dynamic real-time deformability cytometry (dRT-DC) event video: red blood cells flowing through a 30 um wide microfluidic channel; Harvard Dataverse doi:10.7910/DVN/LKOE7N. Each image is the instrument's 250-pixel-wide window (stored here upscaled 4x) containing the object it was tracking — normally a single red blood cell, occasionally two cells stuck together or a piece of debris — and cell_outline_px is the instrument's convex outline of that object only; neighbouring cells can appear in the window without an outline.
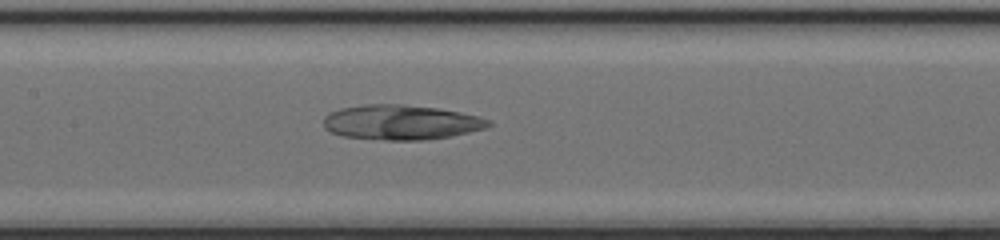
{"species": "common noctule bat (a hibernating species)", "species_latin": "Nyctalus noctula", "temperature_condition": "cold", "stored_images_in_passage": 33, "camera_frame_rate_fps": 3000, "um_per_image_px": 0.085, "animal": {"sex": "female", "body_mass_g": 17.0, "forearm_length_mm": 48.0}, "frame": {"image": 1, "passage_image": 13, "time_ms": 4.0, "image_size_px": [1000, 240], "cell_outline_px": [[492, 124], [488, 128], [452, 136], [424, 140], [384, 140], [344, 136], [332, 132], [324, 128], [324, 116], [328, 112], [340, 108], [364, 104], [400, 104], [436, 108], [460, 112], [480, 116], [492, 120]], "centroid_in_image_um": [34.12, 10.39], "position_along_channel_um": 173.3, "area_um2": 33.76}}
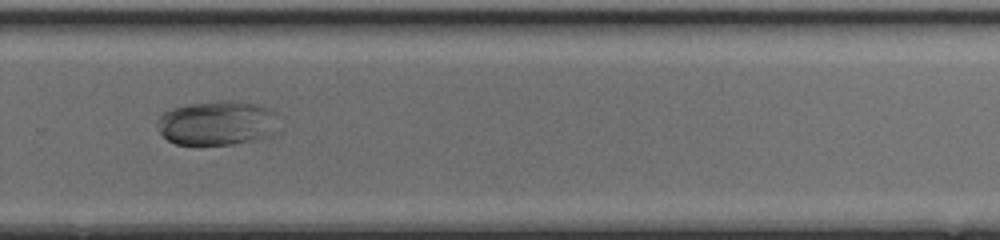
{"frame": {"image": 2, "passage_image": 23, "time_ms": 7.333, "image_size_px": [1000, 240], "cell_outline_px": [[280, 132], [272, 136], [232, 144], [176, 144], [168, 140], [160, 132], [156, 124], [156, 120], [164, 112], [172, 108], [192, 104], [224, 100], [232, 100], [256, 104], [272, 108], [280, 112]], "centroid_in_image_um": [18.59, 10.45], "position_along_channel_um": 311.2, "area_um2": 32.19}}
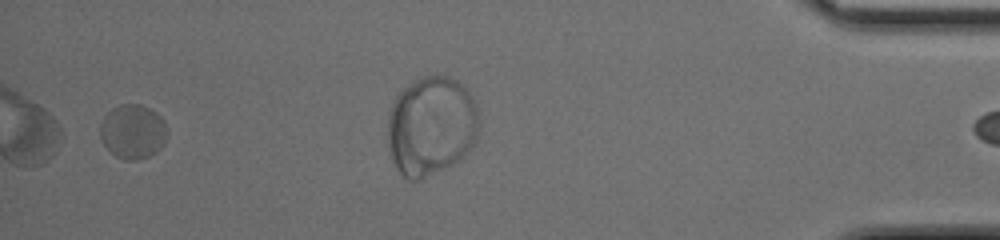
{"frame": {"image": 3, "passage_image": 32, "time_ms": 10.333, "image_size_px": [1000, 240], "cell_outline_px": [[168, 132], [164, 144], [156, 152], [148, 156], [136, 160], [124, 160], [116, 156], [104, 144], [100, 136], [100, 124], [104, 116], [112, 108], [120, 104], [140, 104], [152, 108], [164, 120], [168, 128]], "centroid_in_image_um": [11.32, 11.16], "position_along_channel_um": 423.9, "area_um2": 21.44}}